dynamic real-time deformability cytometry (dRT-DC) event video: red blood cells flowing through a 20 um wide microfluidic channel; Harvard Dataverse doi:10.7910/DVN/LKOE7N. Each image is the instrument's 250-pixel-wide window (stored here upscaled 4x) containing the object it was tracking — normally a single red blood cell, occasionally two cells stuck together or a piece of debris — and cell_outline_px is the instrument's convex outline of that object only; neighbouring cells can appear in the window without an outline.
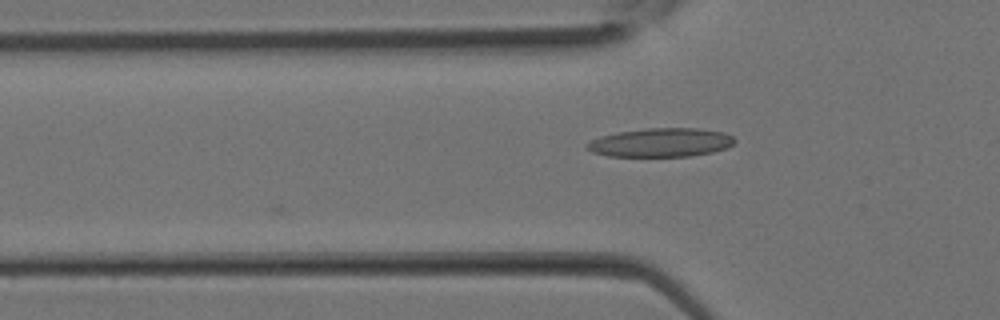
{"species": "Egyptian fruit bat (a non-hibernating species)", "species_latin": "Rousettus aegyptiacus", "temperature_condition": "room temperature", "stored_images_in_passage": 10, "camera_frame_rate_fps": 3000, "um_per_image_px": 0.085, "animal": {"sex": "female"}, "frame": {"image": 1, "passage_image": 10, "time_ms": 3.0, "image_size_px": [1000, 320], "cell_outline_px": [[736, 140], [728, 148], [712, 152], [692, 156], [608, 156], [592, 152], [584, 148], [584, 144], [600, 136], [616, 132], [648, 128], [696, 128], [724, 132], [732, 136]], "centroid_in_image_um": [56.15, 12.11], "position_along_channel_um": 69.7, "area_um2": 24.91}}